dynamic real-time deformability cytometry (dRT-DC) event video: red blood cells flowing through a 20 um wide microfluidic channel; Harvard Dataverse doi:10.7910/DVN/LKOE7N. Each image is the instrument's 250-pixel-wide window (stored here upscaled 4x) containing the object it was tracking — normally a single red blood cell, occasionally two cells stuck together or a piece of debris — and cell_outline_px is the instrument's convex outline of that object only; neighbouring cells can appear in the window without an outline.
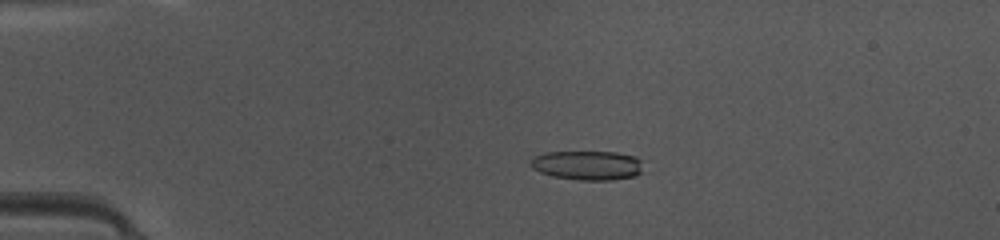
{"species": "common noctule bat (a hibernating species)", "species_latin": "Nyctalus noctula", "temperature_condition": "warm", "stored_images_in_passage": 48, "camera_frame_rate_fps": 3000, "um_per_image_px": 0.085, "animal": {"sex": "female", "body_mass_g": 10.0, "forearm_length_mm": 53.1}, "frame": {"image": 1, "passage_image": 11, "time_ms": 3.333, "image_size_px": [1000, 240], "cell_outline_px": [[640, 172], [632, 176], [612, 180], [580, 180], [552, 176], [540, 172], [532, 168], [528, 164], [532, 156], [544, 152], [616, 152], [636, 156], [640, 160]], "centroid_in_image_um": [49.85, 14.04], "position_along_channel_um": 35.2, "area_um2": 19.25}}
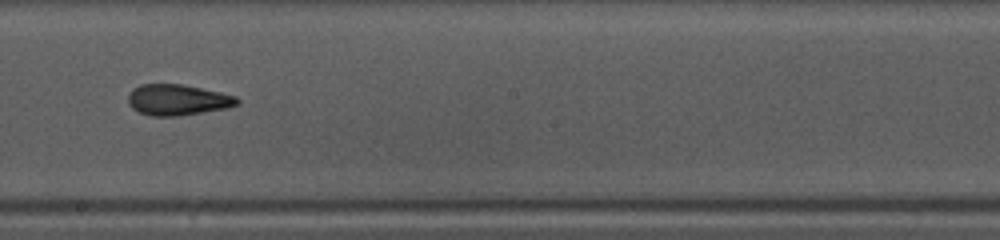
{"frame": {"image": 2, "passage_image": 28, "time_ms": 9.0, "image_size_px": [1000, 240], "cell_outline_px": [[240, 104], [228, 108], [180, 116], [152, 116], [140, 112], [132, 108], [128, 104], [128, 96], [132, 88], [140, 84], [180, 84], [220, 92], [236, 96], [240, 100]], "centroid_in_image_um": [15.1, 8.49], "position_along_channel_um": 233.1, "area_um2": 19.77}}
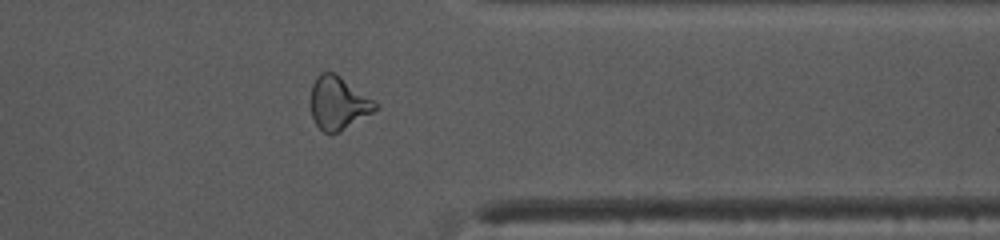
{"frame": {"image": 3, "passage_image": 39, "time_ms": 12.667, "image_size_px": [1000, 240], "cell_outline_px": [[380, 108], [340, 132], [324, 132], [316, 124], [312, 116], [308, 104], [312, 84], [316, 76], [320, 72], [336, 72], [372, 100]], "centroid_in_image_um": [28.7, 8.74], "position_along_channel_um": 382.7, "area_um2": 20.11}, "authors_computed_cell_mechanics": {"area_um2": 19.8543, "velocity_mm_per_s": 4.2157, "shape_relaxation_time_tau1_ms": null, "shape_relaxation_time_tau2_ms": 2.5786, "deformation_change_tau1": null, "deformation_change_tau2": 0.1108}}